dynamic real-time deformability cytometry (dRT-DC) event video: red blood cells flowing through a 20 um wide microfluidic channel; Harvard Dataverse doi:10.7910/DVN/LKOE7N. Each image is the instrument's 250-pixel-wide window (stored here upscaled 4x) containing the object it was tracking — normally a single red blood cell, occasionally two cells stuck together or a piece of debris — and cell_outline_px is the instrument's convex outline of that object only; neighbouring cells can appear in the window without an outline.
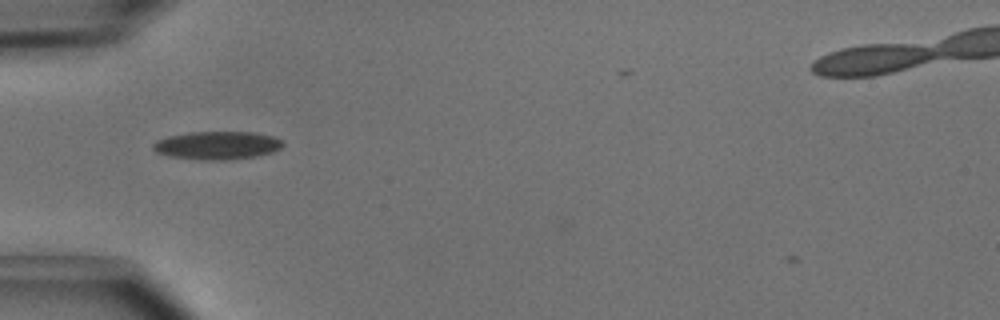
{"species": "common noctule bat (a hibernating species)", "species_latin": "Nyctalus noctula", "temperature_condition": "cold", "stored_images_in_passage": 3, "camera_frame_rate_fps": 3000, "um_per_image_px": 0.085, "animal": {"sex": "male", "body_mass_g": 15.6}, "frame": {"image": 1, "passage_image": 2, "time_ms": 0.333, "image_size_px": [1000, 320], "cell_outline_px": [[284, 144], [280, 148], [272, 152], [256, 156], [228, 160], [200, 160], [168, 156], [156, 152], [152, 148], [152, 144], [156, 140], [168, 136], [188, 132], [256, 132], [272, 136], [280, 140]], "centroid_in_image_um": [18.42, 12.36], "position_along_channel_um": 66.6, "area_um2": 21.39}}